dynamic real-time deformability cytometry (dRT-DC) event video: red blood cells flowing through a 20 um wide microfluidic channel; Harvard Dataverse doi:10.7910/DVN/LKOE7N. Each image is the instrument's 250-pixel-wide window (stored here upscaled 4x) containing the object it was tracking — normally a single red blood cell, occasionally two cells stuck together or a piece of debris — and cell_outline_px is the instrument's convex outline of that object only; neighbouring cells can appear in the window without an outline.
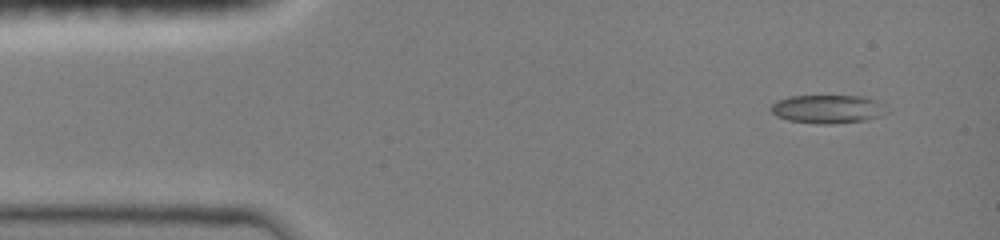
{"species": "common noctule bat (a hibernating species)", "species_latin": "Nyctalus noctula", "temperature_condition": "room temperature", "stored_images_in_passage": 46, "camera_frame_rate_fps": 3000, "um_per_image_px": 0.085, "animal": {"sex": "female", "body_mass_g": 19.0, "forearm_length_mm": 51.5}, "frame": {"image": 1, "passage_image": 3, "time_ms": 0.667, "image_size_px": [1000, 240], "cell_outline_px": [[888, 112], [880, 116], [868, 120], [832, 124], [816, 124], [788, 120], [776, 116], [768, 108], [776, 100], [788, 96], [864, 96], [876, 100], [884, 104]], "centroid_in_image_um": [70.35, 9.27], "position_along_channel_um": 14.7, "area_um2": 19.54}}
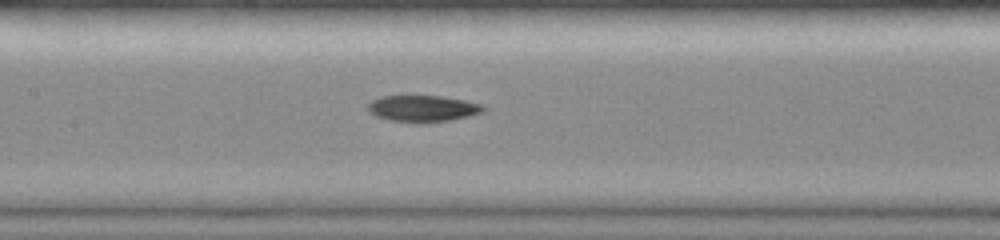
{"frame": {"image": 2, "passage_image": 21, "time_ms": 6.667, "image_size_px": [1000, 240], "cell_outline_px": [[484, 112], [452, 120], [388, 120], [376, 116], [368, 112], [368, 104], [372, 100], [380, 96], [440, 96], [464, 100], [484, 104]], "centroid_in_image_um": [35.94, 9.18], "position_along_channel_um": 171.5, "area_um2": 17.17}}
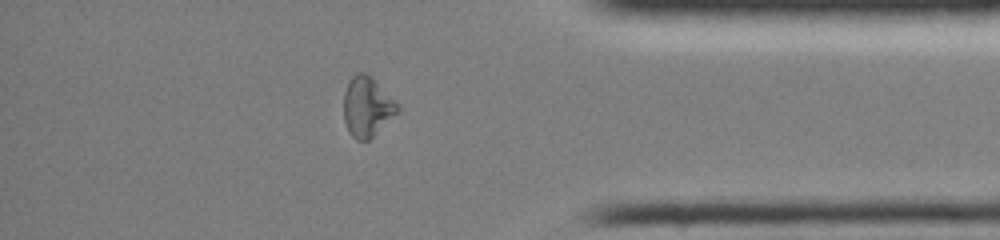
{"frame": {"image": 3, "passage_image": 39, "time_ms": 12.667, "image_size_px": [1000, 240], "cell_outline_px": [[400, 112], [368, 140], [356, 140], [348, 132], [344, 120], [344, 92], [348, 80], [356, 72], [364, 72], [372, 76], [400, 104]], "centroid_in_image_um": [31.23, 9.05], "position_along_channel_um": 404.0, "area_um2": 19.25}, "authors_computed_cell_mechanics": {"area_um2": 18.5827, "velocity_mm_per_s": 4.0662, "shape_relaxation_time_tau1_ms": 7.7033, "shape_relaxation_time_tau2_ms": 8.2824, "deformation_change_tau1": 0.2111, "deformation_change_tau2": 0.1481}}